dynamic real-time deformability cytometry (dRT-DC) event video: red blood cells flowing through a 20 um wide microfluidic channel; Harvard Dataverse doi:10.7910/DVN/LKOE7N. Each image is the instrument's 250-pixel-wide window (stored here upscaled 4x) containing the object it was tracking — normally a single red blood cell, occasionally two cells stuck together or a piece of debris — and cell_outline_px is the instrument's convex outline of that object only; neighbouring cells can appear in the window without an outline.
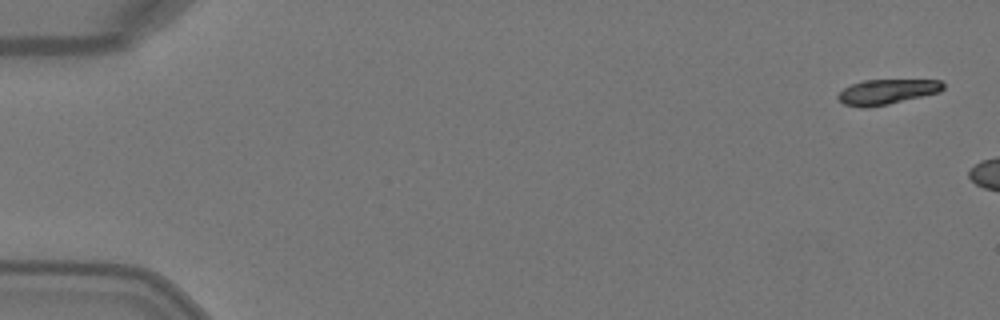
{"species": "Egyptian fruit bat (a non-hibernating species)", "species_latin": "Rousettus aegyptiacus", "temperature_condition": "warm", "stored_images_in_passage": 3, "camera_frame_rate_fps": 3000, "um_per_image_px": 0.085, "animal": {"sex": "female"}, "frame": {"image": 1, "passage_image": 1, "time_ms": 0.0, "image_size_px": [1000, 320], "cell_outline_px": [[944, 88], [940, 92], [888, 104], [868, 108], [860, 108], [844, 104], [836, 96], [844, 88], [852, 84], [864, 80], [940, 80], [944, 84]], "centroid_in_image_um": [75.38, 7.81], "position_along_channel_um": 9.6, "area_um2": 15.32}}